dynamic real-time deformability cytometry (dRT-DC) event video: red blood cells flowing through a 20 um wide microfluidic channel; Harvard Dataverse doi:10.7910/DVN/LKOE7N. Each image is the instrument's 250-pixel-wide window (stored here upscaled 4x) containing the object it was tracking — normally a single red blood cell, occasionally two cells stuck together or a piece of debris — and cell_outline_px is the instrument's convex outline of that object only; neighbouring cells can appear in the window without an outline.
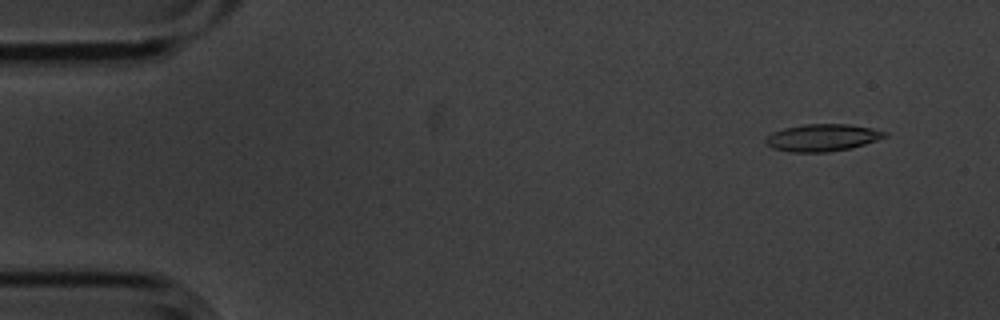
{"species": "common noctule bat (a hibernating species)", "species_latin": "Nyctalus noctula", "temperature_condition": "cold", "stored_images_in_passage": 5, "camera_frame_rate_fps": 3000, "um_per_image_px": 0.085, "animal": {"sex": "male", "body_mass_g": 20.1, "forearm_length_mm": 53.5}, "frame": {"image": 1, "passage_image": 2, "time_ms": 0.333, "image_size_px": [1000, 320], "cell_outline_px": [[888, 136], [852, 148], [828, 152], [788, 152], [772, 148], [764, 140], [772, 132], [784, 128], [804, 124], [848, 124], [872, 128], [888, 132]], "centroid_in_image_um": [69.91, 11.7], "position_along_channel_um": 15.1, "area_um2": 18.9}}
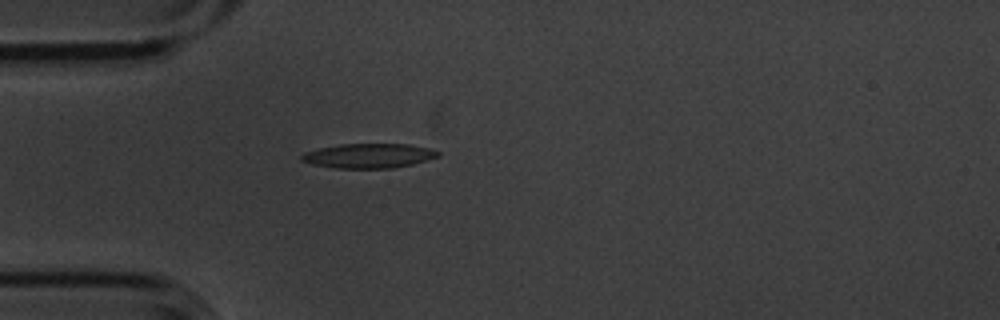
{"frame": {"image": 2, "passage_image": 5, "time_ms": 1.333, "image_size_px": [1000, 320], "cell_outline_px": [[440, 156], [412, 164], [392, 168], [336, 168], [312, 164], [300, 160], [300, 156], [304, 152], [320, 148], [340, 144], [408, 144], [428, 148], [440, 152]], "centroid_in_image_um": [31.32, 13.24], "position_along_channel_um": 53.7, "area_um2": 19.42}}